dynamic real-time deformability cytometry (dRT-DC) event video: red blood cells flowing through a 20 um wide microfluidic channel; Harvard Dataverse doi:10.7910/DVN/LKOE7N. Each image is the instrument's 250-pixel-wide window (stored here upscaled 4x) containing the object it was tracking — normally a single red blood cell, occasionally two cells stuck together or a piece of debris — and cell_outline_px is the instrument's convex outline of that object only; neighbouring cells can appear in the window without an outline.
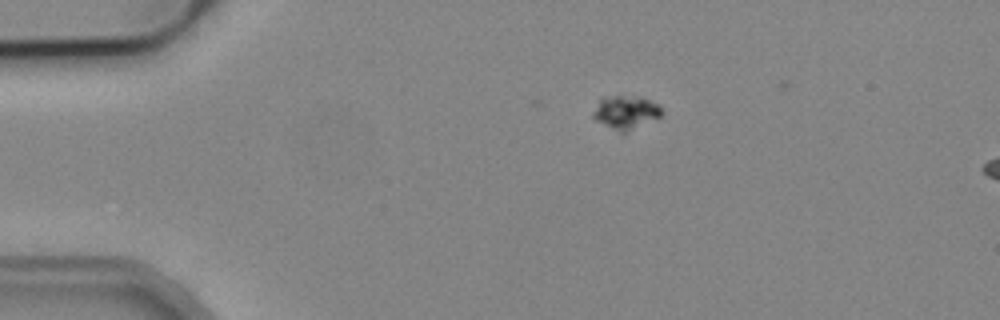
{"species": "common noctule bat (a hibernating species)", "species_latin": "Nyctalus noctula", "temperature_condition": "cold", "stored_images_in_passage": 6, "camera_frame_rate_fps": 3000, "um_per_image_px": 0.085, "animal": {"sex": "male", "body_mass_g": 19.2, "forearm_length_mm": 51.8}, "frame": {"image": 1, "passage_image": 1, "time_ms": 0.0, "image_size_px": [1000, 320], "cell_outline_px": [[664, 112], [660, 116], [624, 132], [620, 132], [596, 120], [592, 116], [592, 112], [600, 96], [640, 96], [656, 104]], "centroid_in_image_um": [53.13, 9.5], "position_along_channel_um": 31.9, "area_um2": 13.06}}